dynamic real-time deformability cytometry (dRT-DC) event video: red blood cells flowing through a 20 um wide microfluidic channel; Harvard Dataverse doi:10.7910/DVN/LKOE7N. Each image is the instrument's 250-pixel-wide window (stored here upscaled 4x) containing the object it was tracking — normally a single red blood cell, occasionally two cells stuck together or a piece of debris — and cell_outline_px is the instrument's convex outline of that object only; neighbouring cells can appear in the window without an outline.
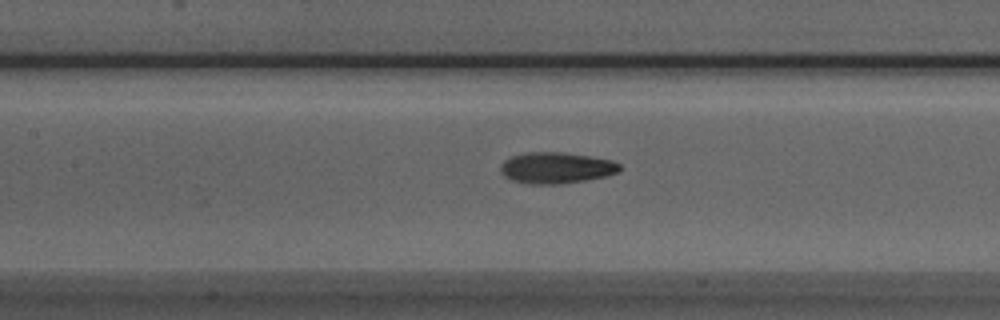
{"species": "Egyptian fruit bat (a non-hibernating species)", "species_latin": "Rousettus aegyptiacus", "temperature_condition": "room temperature", "stored_images_in_passage": 40, "camera_frame_rate_fps": 3000, "um_per_image_px": 0.085, "animal": {"sex": "male"}, "frame": {"image": 1, "passage_image": 22, "time_ms": 7.0, "image_size_px": [1000, 320], "cell_outline_px": [[620, 172], [604, 176], [584, 180], [560, 184], [532, 184], [512, 180], [504, 176], [500, 172], [500, 164], [504, 160], [512, 156], [528, 152], [560, 152], [592, 156], [612, 160], [620, 164]], "centroid_in_image_um": [47.27, 14.26], "position_along_channel_um": 160.1, "area_um2": 21.68}}
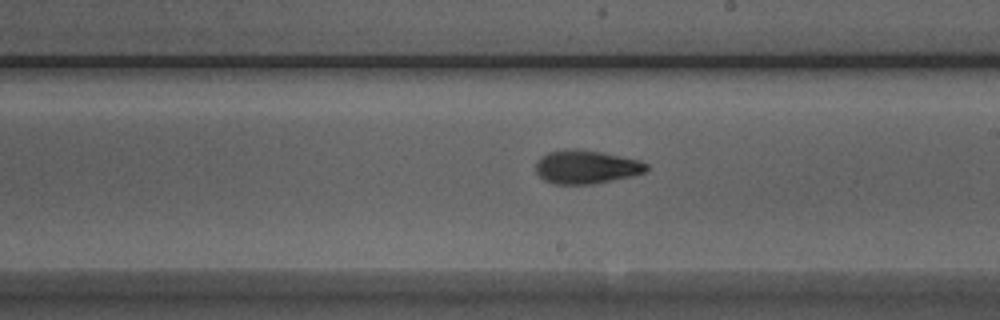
{"frame": {"image": 2, "passage_image": 28, "time_ms": 9.0, "image_size_px": [1000, 320], "cell_outline_px": [[648, 168], [644, 172], [632, 176], [596, 184], [556, 184], [544, 180], [536, 172], [536, 160], [540, 156], [548, 152], [568, 148], [576, 148], [600, 152], [640, 160], [648, 164]], "centroid_in_image_um": [49.81, 14.18], "position_along_channel_um": 239.2, "area_um2": 21.79}}
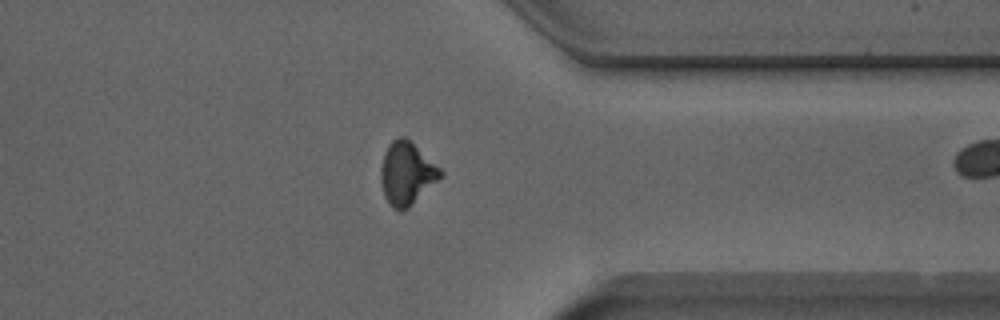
{"frame": {"image": 3, "passage_image": 39, "time_ms": 12.667, "image_size_px": [1000, 320], "cell_outline_px": [[444, 176], [408, 208], [400, 212], [392, 208], [388, 204], [384, 196], [380, 180], [380, 168], [384, 152], [388, 144], [392, 140], [400, 136], [404, 136], [440, 168], [444, 172]], "centroid_in_image_um": [34.55, 14.77], "position_along_channel_um": 376.8, "area_um2": 22.02}}